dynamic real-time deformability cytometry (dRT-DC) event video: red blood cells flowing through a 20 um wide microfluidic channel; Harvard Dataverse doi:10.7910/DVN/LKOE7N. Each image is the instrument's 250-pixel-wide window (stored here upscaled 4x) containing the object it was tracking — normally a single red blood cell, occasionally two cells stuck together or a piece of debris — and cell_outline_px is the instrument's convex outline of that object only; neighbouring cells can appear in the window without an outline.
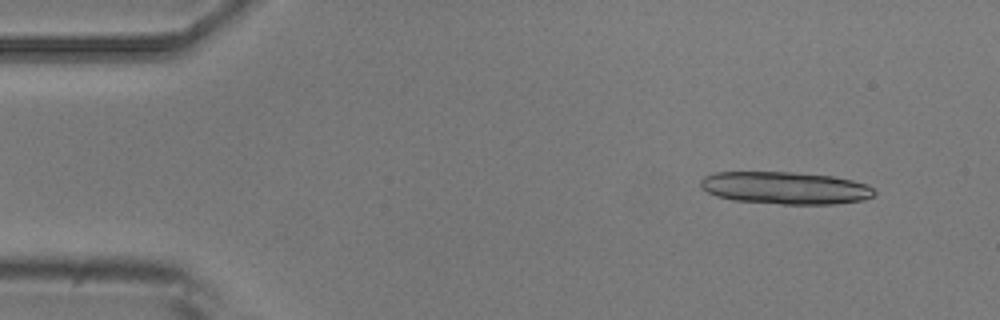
{"species": "common noctule bat (a hibernating species)", "species_latin": "Nyctalus noctula", "temperature_condition": "room temperature", "stored_images_in_passage": 4, "camera_frame_rate_fps": 3000, "um_per_image_px": 0.085, "animal": {"sex": "male", "body_mass_g": 20.5, "forearm_length_mm": 52.5}, "frame": {"image": 1, "passage_image": 1, "time_ms": 0.0, "image_size_px": [1000, 320], "cell_outline_px": [[876, 192], [872, 196], [864, 200], [836, 204], [780, 204], [732, 200], [716, 196], [700, 188], [700, 180], [704, 176], [716, 172], [792, 172], [832, 176], [852, 180], [868, 184]], "centroid_in_image_um": [66.74, 15.98], "position_along_channel_um": 18.3, "area_um2": 33.0}}